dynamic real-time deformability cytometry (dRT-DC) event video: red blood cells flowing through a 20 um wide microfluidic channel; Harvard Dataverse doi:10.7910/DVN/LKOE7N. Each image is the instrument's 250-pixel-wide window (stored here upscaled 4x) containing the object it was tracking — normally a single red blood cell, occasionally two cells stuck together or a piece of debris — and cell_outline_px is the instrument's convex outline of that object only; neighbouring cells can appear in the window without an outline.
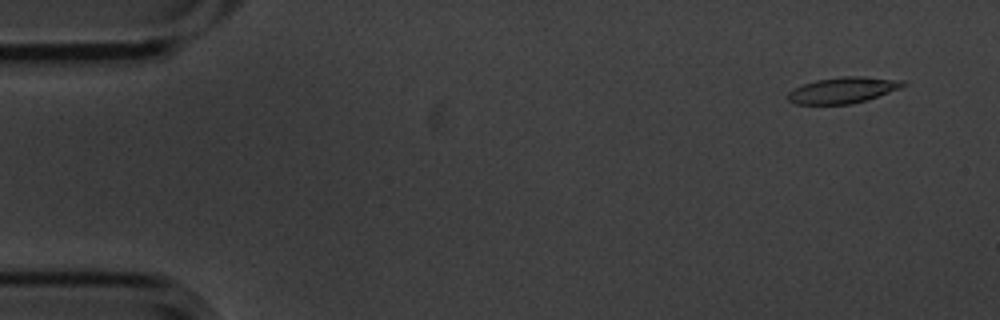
{"species": "common noctule bat (a hibernating species)", "species_latin": "Nyctalus noctula", "temperature_condition": "cold", "stored_images_in_passage": 4, "camera_frame_rate_fps": 3000, "um_per_image_px": 0.085, "animal": {"sex": "male", "body_mass_g": 20.1, "forearm_length_mm": 53.5}, "frame": {"image": 1, "passage_image": 1, "time_ms": 0.0, "image_size_px": [1000, 320], "cell_outline_px": [[908, 84], [900, 88], [868, 100], [852, 104], [796, 104], [788, 100], [788, 92], [792, 88], [816, 80], [840, 76], [864, 76], [904, 80]], "centroid_in_image_um": [71.67, 7.65], "position_along_channel_um": 13.3, "area_um2": 17.69}}